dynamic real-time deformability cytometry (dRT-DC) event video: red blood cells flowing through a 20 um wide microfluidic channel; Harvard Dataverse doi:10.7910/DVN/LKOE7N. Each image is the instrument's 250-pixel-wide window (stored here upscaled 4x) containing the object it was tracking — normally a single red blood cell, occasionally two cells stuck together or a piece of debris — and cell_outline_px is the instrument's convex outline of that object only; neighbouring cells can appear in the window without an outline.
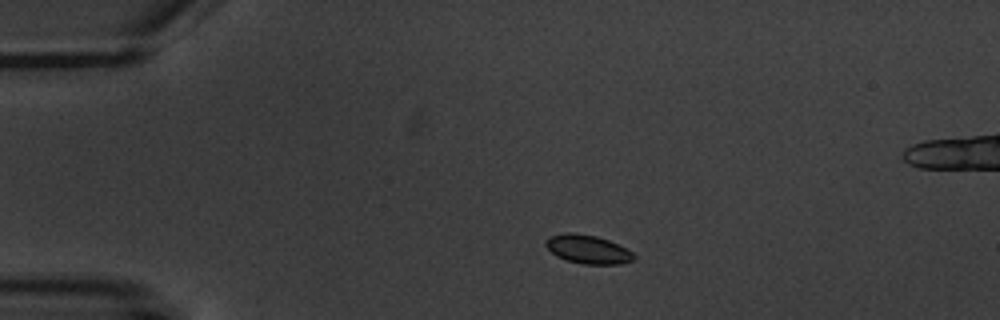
{"species": "common noctule bat (a hibernating species)", "species_latin": "Nyctalus noctula", "temperature_condition": "warm", "stored_images_in_passage": 4, "camera_frame_rate_fps": 3000, "um_per_image_px": 0.085, "animal": {"sex": "male", "body_mass_g": 20.1, "forearm_length_mm": 53.5}, "frame": {"image": 1, "passage_image": 2, "time_ms": 1.0, "image_size_px": [1000, 320], "cell_outline_px": [[636, 260], [620, 264], [584, 264], [568, 260], [556, 256], [544, 244], [544, 240], [548, 236], [568, 232], [572, 232], [596, 236], [608, 240], [632, 252], [636, 256]], "centroid_in_image_um": [49.95, 21.19], "position_along_channel_um": 35.0, "area_um2": 14.68}}